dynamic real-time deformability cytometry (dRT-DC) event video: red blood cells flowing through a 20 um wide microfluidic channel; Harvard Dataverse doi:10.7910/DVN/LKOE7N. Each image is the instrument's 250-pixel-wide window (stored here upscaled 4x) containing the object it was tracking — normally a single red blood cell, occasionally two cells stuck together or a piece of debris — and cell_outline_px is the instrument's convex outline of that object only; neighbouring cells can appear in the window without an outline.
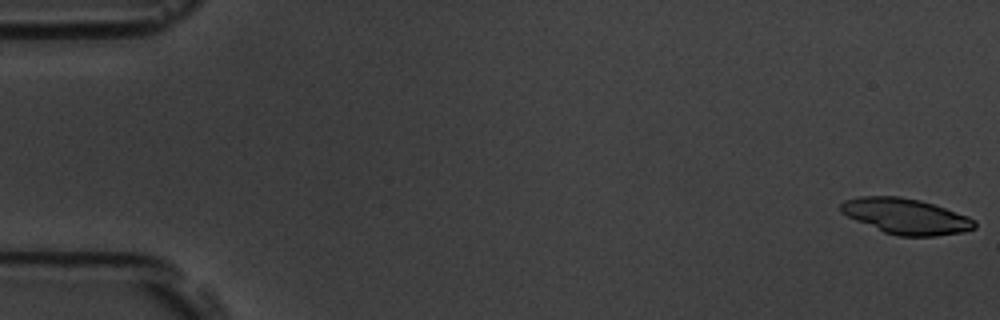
{"species": "common noctule bat (a hibernating species)", "species_latin": "Nyctalus noctula", "temperature_condition": "room temperature", "stored_images_in_passage": 54, "camera_frame_rate_fps": 3000, "um_per_image_px": 0.085, "animal": {"sex": "male", "body_mass_g": 19.5, "forearm_length_mm": 54.6}, "frame": {"image": 1, "passage_image": 1, "time_ms": 0.0, "image_size_px": [1000, 320], "cell_outline_px": [[976, 228], [964, 232], [936, 236], [900, 236], [884, 232], [856, 220], [840, 212], [840, 204], [844, 200], [860, 196], [900, 196], [920, 200], [968, 216], [976, 220]], "centroid_in_image_um": [77.01, 18.38], "position_along_channel_um": 8.0, "area_um2": 27.69}}